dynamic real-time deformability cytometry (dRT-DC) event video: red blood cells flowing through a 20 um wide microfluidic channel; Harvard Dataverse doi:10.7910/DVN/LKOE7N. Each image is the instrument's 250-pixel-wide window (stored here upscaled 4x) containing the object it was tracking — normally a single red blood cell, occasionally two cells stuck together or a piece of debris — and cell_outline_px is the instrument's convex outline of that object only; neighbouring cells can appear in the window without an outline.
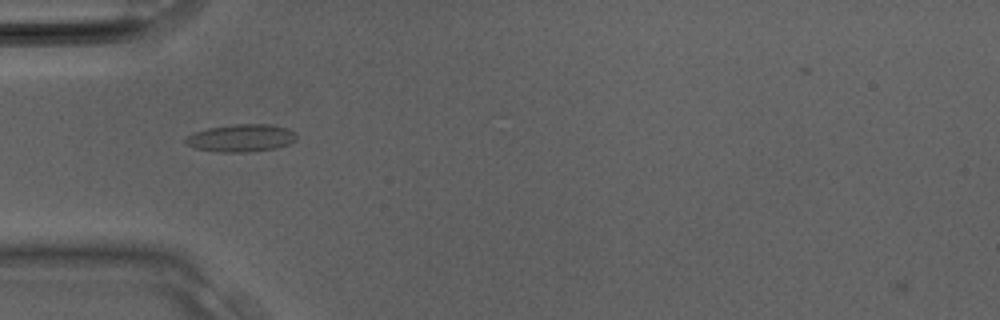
{"species": "Egyptian fruit bat (a non-hibernating species)", "species_latin": "Rousettus aegyptiacus", "temperature_condition": "room temperature", "stored_images_in_passage": 11, "camera_frame_rate_fps": 3000, "um_per_image_px": 0.085, "animal": {"sex": "male"}, "frame": {"image": 1, "passage_image": 2, "time_ms": 0.333, "image_size_px": [1000, 320], "cell_outline_px": [[296, 140], [288, 144], [276, 148], [248, 152], [224, 152], [196, 148], [184, 144], [184, 140], [188, 136], [196, 132], [208, 128], [232, 124], [268, 124], [288, 128], [296, 136]], "centroid_in_image_um": [20.49, 11.73], "position_along_channel_um": 64.5, "area_um2": 17.63}}
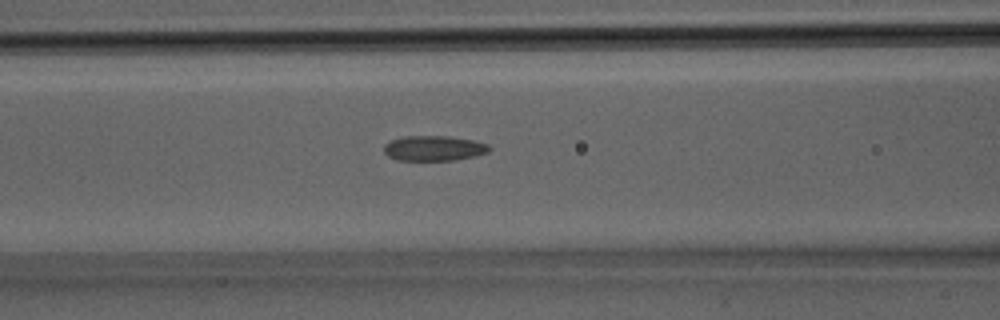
{"frame": {"image": 2, "passage_image": 5, "time_ms": 1.333, "image_size_px": [1000, 320], "cell_outline_px": [[492, 148], [488, 152], [476, 156], [456, 160], [396, 160], [388, 156], [384, 152], [384, 144], [392, 140], [404, 136], [448, 136], [472, 140], [488, 144]], "centroid_in_image_um": [36.89, 12.6], "position_along_channel_um": 129.7, "area_um2": 15.49}}
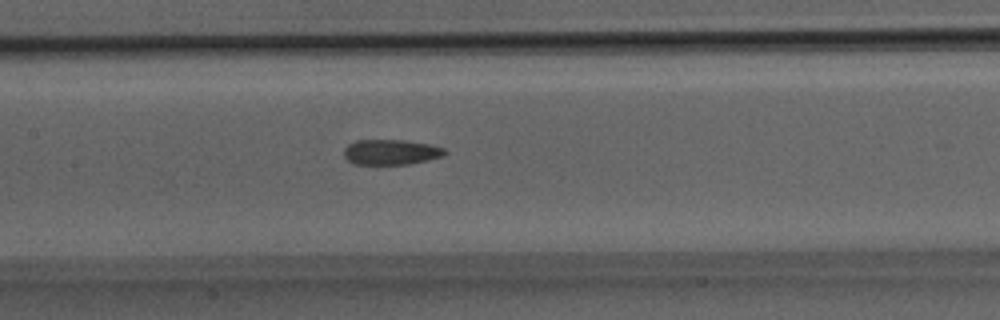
{"frame": {"image": 3, "passage_image": 7, "time_ms": 2.0, "image_size_px": [1000, 320], "cell_outline_px": [[448, 152], [444, 156], [428, 160], [408, 164], [356, 164], [348, 160], [344, 156], [344, 148], [348, 144], [356, 140], [404, 140], [428, 144], [444, 148]], "centroid_in_image_um": [33.24, 12.92], "position_along_channel_um": 174.2, "area_um2": 14.85}}